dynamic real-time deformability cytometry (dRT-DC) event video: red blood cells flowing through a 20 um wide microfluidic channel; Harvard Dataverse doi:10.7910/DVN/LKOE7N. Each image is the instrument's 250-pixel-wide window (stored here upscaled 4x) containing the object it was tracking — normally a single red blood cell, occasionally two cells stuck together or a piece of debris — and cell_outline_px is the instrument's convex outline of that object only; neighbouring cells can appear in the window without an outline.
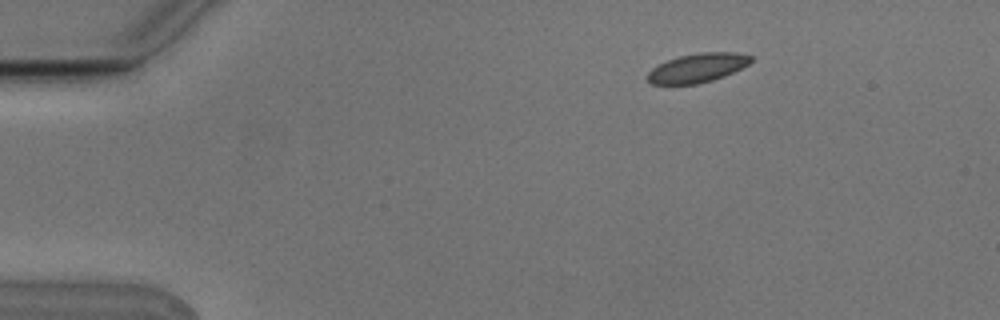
{"species": "Egyptian fruit bat (a non-hibernating species)", "species_latin": "Rousettus aegyptiacus", "temperature_condition": "cold", "stored_images_in_passage": 4, "camera_frame_rate_fps": 3000, "um_per_image_px": 0.085, "animal": {"sex": "male"}, "frame": {"image": 1, "passage_image": 1, "time_ms": 0.0, "image_size_px": [1000, 320], "cell_outline_px": [[752, 60], [748, 64], [724, 76], [712, 80], [696, 84], [652, 84], [648, 80], [648, 72], [652, 68], [668, 60], [680, 56], [700, 52], [736, 52], [752, 56]], "centroid_in_image_um": [59.29, 5.76], "position_along_channel_um": 25.7, "area_um2": 17.22}}